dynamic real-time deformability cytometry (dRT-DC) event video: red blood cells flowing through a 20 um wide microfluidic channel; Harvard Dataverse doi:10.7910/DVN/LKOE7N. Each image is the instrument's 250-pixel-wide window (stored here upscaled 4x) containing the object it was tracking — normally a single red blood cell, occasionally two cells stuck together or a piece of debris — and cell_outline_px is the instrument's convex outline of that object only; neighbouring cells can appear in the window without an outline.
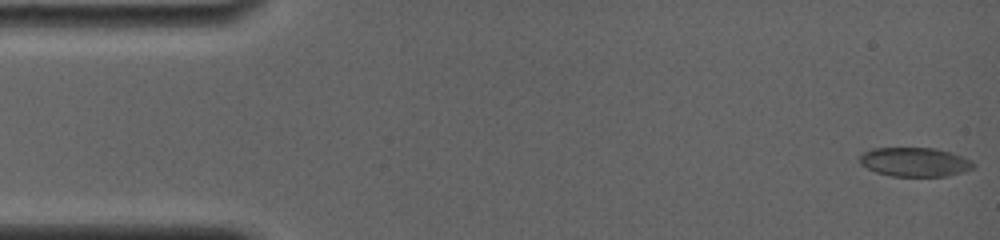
{"species": "common noctule bat (a hibernating species)", "species_latin": "Nyctalus noctula", "temperature_condition": "room temperature", "stored_images_in_passage": 66, "camera_frame_rate_fps": 4000, "um_per_image_px": 0.085, "animal": {"sex": "female", "body_mass_g": 19.0, "forearm_length_mm": 56.7}, "frame": {"image": 1, "passage_image": 1, "time_ms": 0.0, "image_size_px": [1000, 240], "cell_outline_px": [[976, 164], [972, 168], [964, 172], [948, 176], [892, 176], [876, 172], [860, 164], [860, 156], [864, 152], [872, 148], [936, 148], [972, 160]], "centroid_in_image_um": [77.77, 13.77], "position_along_channel_um": 7.2, "area_um2": 19.19}}
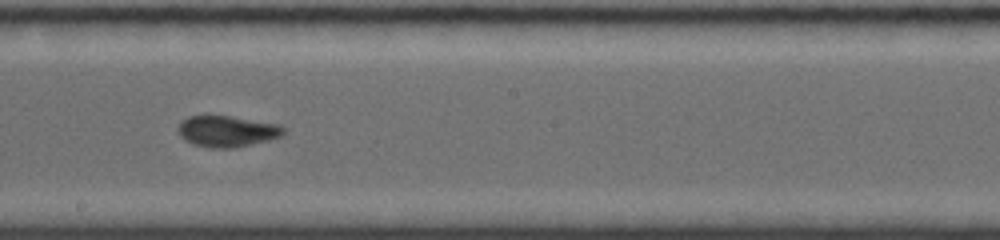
{"frame": {"image": 2, "passage_image": 37, "time_ms": 9.0, "image_size_px": [1000, 240], "cell_outline_px": [[284, 132], [280, 136], [268, 140], [236, 148], [212, 148], [192, 144], [184, 140], [180, 136], [176, 128], [180, 120], [188, 116], [204, 112], [208, 112], [280, 124], [284, 128]], "centroid_in_image_um": [19.2, 11.11], "position_along_channel_um": 229.0, "area_um2": 20.06}}
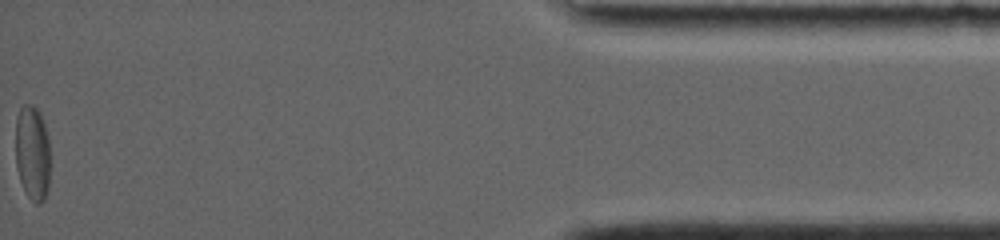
{"frame": {"image": 3, "passage_image": 66, "time_ms": 16.25, "image_size_px": [1000, 240], "cell_outline_px": [[48, 192], [44, 200], [40, 204], [36, 204], [28, 196], [20, 180], [16, 168], [16, 120], [20, 108], [24, 104], [32, 104], [36, 108], [44, 124], [48, 140]], "centroid_in_image_um": [2.74, 13.02], "position_along_channel_um": 432.5, "area_um2": 18.9}, "authors_computed_cell_mechanics": {"area_um2": 19.1318, "velocity_mm_per_s": 3.8232, "shape_relaxation_time_tau1_ms": null, "shape_relaxation_time_tau2_ms": 1.7247, "deformation_change_tau1": null, "deformation_change_tau2": 0.0578}}